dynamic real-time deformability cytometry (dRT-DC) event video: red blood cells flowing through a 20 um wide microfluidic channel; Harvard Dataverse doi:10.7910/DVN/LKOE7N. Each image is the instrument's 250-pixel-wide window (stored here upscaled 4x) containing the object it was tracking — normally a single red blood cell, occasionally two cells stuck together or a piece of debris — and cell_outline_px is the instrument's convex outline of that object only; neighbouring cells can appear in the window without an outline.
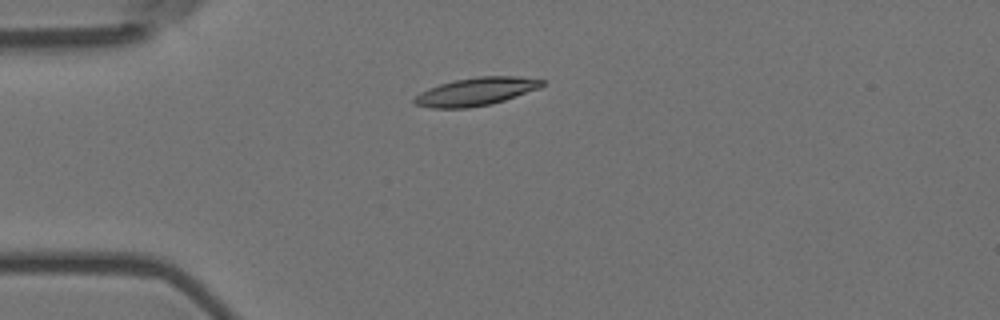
{"species": "Egyptian fruit bat (a non-hibernating species)", "species_latin": "Rousettus aegyptiacus", "temperature_condition": "room temperature", "stored_images_in_passage": 9, "camera_frame_rate_fps": 3000, "um_per_image_px": 0.085, "animal": {"sex": "female"}, "frame": {"image": 1, "passage_image": 4, "time_ms": 1.0, "image_size_px": [1000, 320], "cell_outline_px": [[544, 84], [540, 88], [492, 104], [468, 108], [432, 108], [416, 104], [412, 100], [420, 92], [428, 88], [440, 84], [456, 80], [476, 76], [516, 76], [544, 80]], "centroid_in_image_um": [40.46, 7.78], "position_along_channel_um": 44.5, "area_um2": 20.75}}
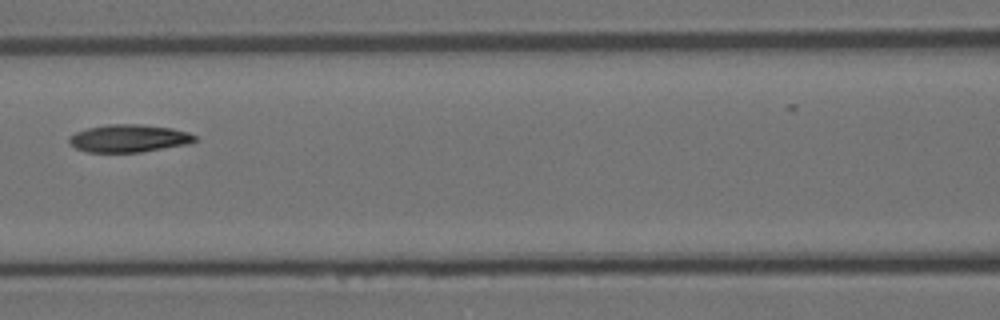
{"frame": {"image": 2, "passage_image": 7, "time_ms": 2.0, "image_size_px": [1000, 320], "cell_outline_px": [[196, 140], [192, 144], [140, 152], [88, 152], [76, 148], [68, 140], [68, 136], [76, 132], [88, 128], [108, 124], [140, 124], [172, 128], [188, 132], [196, 136]], "centroid_in_image_um": [10.99, 11.76], "position_along_channel_um": 155.6, "area_um2": 20.35}}
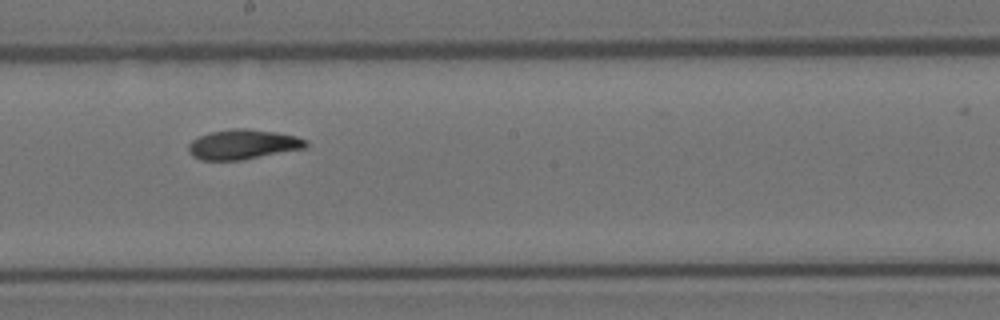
{"frame": {"image": 3, "passage_image": 9, "time_ms": 2.667, "image_size_px": [1000, 320], "cell_outline_px": [[308, 148], [240, 160], [200, 160], [192, 156], [188, 152], [188, 144], [192, 140], [200, 136], [212, 132], [232, 128], [244, 128], [276, 132], [296, 136], [308, 140]], "centroid_in_image_um": [20.67, 12.28], "position_along_channel_um": 227.5, "area_um2": 20.52}}